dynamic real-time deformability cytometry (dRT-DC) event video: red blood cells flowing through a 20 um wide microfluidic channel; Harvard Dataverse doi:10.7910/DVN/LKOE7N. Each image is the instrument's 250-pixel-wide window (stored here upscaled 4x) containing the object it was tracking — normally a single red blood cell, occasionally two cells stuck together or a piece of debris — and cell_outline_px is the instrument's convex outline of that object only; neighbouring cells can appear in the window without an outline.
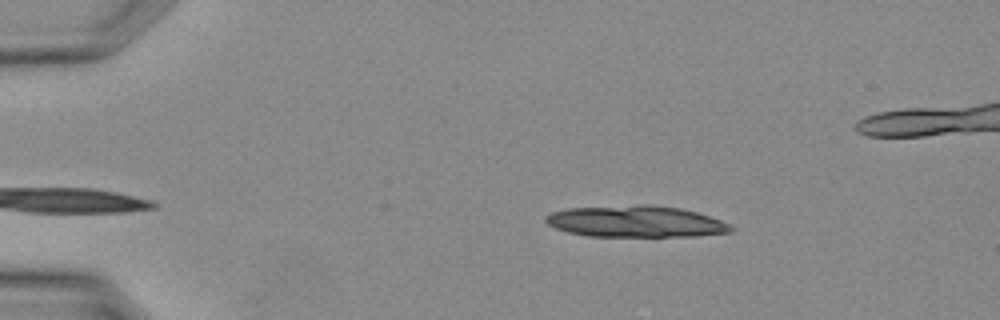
{"species": "Egyptian fruit bat (a non-hibernating species)", "species_latin": "Rousettus aegyptiacus", "temperature_condition": "warm", "stored_images_in_passage": 7, "camera_frame_rate_fps": 3000, "um_per_image_px": 0.085, "animal": {"sex": "female"}, "frame": {"image": 1, "passage_image": 2, "time_ms": 0.333, "image_size_px": [1000, 320], "cell_outline_px": [[736, 228], [732, 232], [696, 236], [588, 236], [568, 232], [556, 228], [548, 224], [544, 220], [544, 216], [552, 212], [568, 208], [640, 204], [652, 204], [680, 208], [696, 212], [720, 220]], "centroid_in_image_um": [54.04, 18.82], "position_along_channel_um": 31.0, "area_um2": 34.1}}